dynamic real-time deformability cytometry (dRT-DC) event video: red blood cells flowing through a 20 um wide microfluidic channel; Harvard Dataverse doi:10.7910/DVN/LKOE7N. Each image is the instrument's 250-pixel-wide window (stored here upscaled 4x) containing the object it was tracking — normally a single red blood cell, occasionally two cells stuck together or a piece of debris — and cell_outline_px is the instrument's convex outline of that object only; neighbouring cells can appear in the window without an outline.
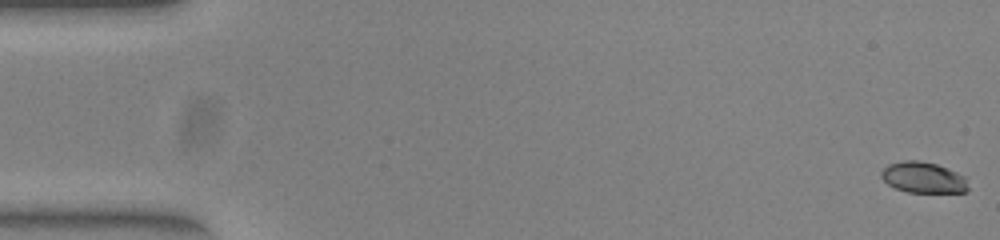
{"species": "common noctule bat (a hibernating species)", "species_latin": "Nyctalus noctula", "temperature_condition": "warm", "stored_images_in_passage": 53, "camera_frame_rate_fps": 3000, "um_per_image_px": 0.085, "animal": {"sex": "female", "body_mass_g": 23.0, "forearm_length_mm": 53.4}, "frame": {"image": 1, "passage_image": 1, "time_ms": 0.0, "image_size_px": [1000, 240], "cell_outline_px": [[968, 192], [908, 192], [896, 188], [888, 184], [880, 176], [880, 172], [888, 164], [904, 160], [920, 160], [936, 164], [956, 172], [964, 176], [968, 188]], "centroid_in_image_um": [78.45, 15.08], "position_along_channel_um": 6.5, "area_um2": 15.61}}
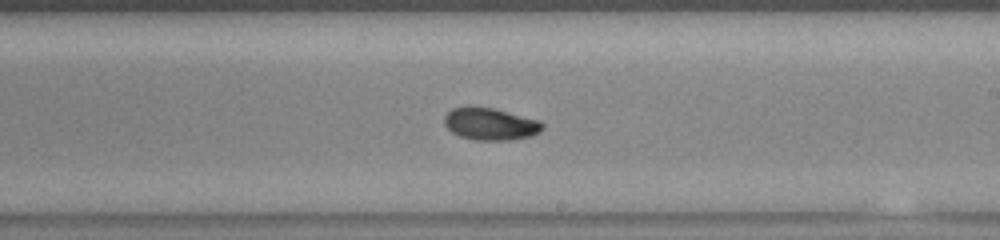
{"frame": {"image": 2, "passage_image": 31, "time_ms": 10.0, "image_size_px": [1000, 240], "cell_outline_px": [[544, 128], [540, 132], [532, 136], [512, 140], [476, 140], [460, 136], [452, 132], [444, 124], [444, 116], [452, 108], [492, 108], [540, 120], [544, 124]], "centroid_in_image_um": [41.73, 10.56], "position_along_channel_um": 247.3, "area_um2": 18.21}}
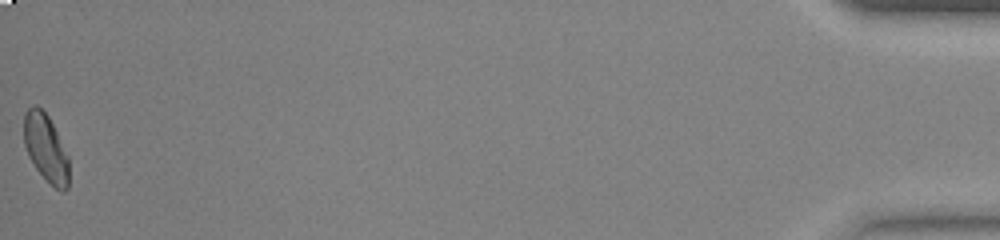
{"frame": {"image": 3, "passage_image": 53, "time_ms": 17.333, "image_size_px": [1000, 240], "cell_outline_px": [[68, 188], [64, 192], [60, 192], [36, 168], [28, 156], [24, 144], [24, 112], [32, 104], [36, 104], [48, 116], [68, 156]], "centroid_in_image_um": [3.87, 12.56], "position_along_channel_um": 431.3, "area_um2": 17.51}, "authors_computed_cell_mechanics": {"area_um2": 17.9758, "velocity_mm_per_s": 3.9227, "shape_relaxation_time_tau1_ms": null, "shape_relaxation_time_tau2_ms": 4.3441, "deformation_change_tau1": null, "deformation_change_tau2": 0.0688}}